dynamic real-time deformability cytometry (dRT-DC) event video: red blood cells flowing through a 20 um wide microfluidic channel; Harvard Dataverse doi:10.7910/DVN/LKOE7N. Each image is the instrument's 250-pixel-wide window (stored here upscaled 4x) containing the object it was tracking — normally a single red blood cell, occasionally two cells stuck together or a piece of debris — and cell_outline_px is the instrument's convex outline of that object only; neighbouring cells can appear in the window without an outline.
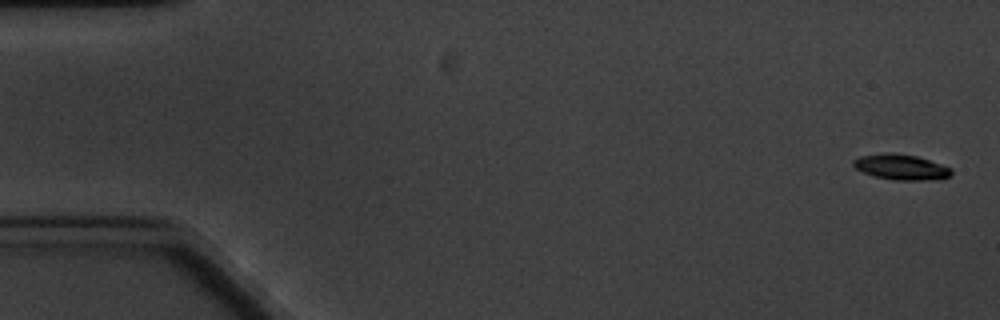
{"species": "common noctule bat (a hibernating species)", "species_latin": "Nyctalus noctula", "temperature_condition": "cold", "stored_images_in_passage": 5, "camera_frame_rate_fps": 3000, "um_per_image_px": 0.085, "animal": {"sex": "male", "body_mass_g": 20.1, "forearm_length_mm": 53.5}, "frame": {"image": 1, "passage_image": 1, "time_ms": 0.0, "image_size_px": [1000, 320], "cell_outline_px": [[952, 172], [948, 176], [928, 180], [896, 180], [876, 176], [864, 172], [856, 168], [852, 164], [852, 160], [860, 156], [884, 152], [892, 152], [916, 156], [952, 168]], "centroid_in_image_um": [76.55, 14.18], "position_along_channel_um": 8.4, "area_um2": 14.33}}
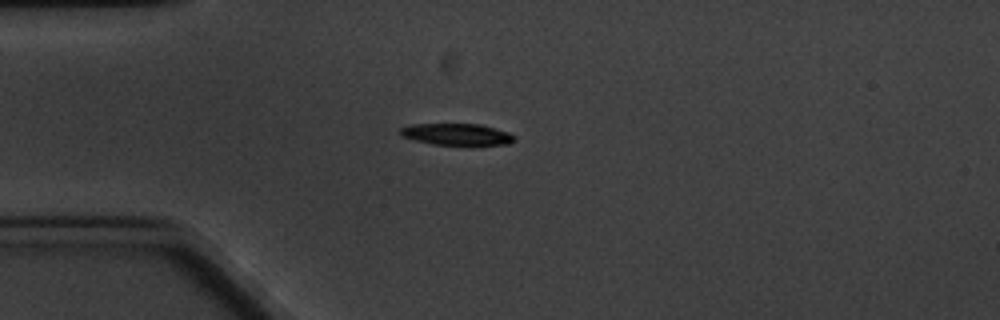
{"frame": {"image": 2, "passage_image": 5, "time_ms": 4.667, "image_size_px": [1000, 320], "cell_outline_px": [[516, 140], [508, 144], [432, 144], [416, 140], [404, 136], [400, 132], [400, 128], [412, 124], [480, 124], [508, 132], [516, 136]], "centroid_in_image_um": [38.86, 11.4], "position_along_channel_um": 46.1, "area_um2": 14.05}}